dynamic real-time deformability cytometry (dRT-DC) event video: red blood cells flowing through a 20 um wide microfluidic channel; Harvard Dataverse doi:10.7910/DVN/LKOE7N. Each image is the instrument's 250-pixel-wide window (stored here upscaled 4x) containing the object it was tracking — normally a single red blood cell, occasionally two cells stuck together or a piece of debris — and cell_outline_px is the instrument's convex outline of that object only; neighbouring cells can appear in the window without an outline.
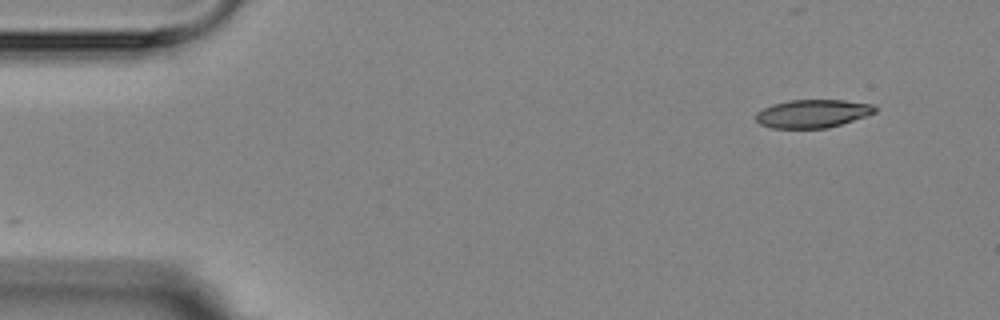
{"species": "Egyptian fruit bat (a non-hibernating species)", "species_latin": "Rousettus aegyptiacus", "temperature_condition": "room temperature", "stored_images_in_passage": 4, "camera_frame_rate_fps": 3000, "um_per_image_px": 0.085, "animal": {"sex": "female"}, "frame": {"image": 1, "passage_image": 1, "time_ms": 0.0, "image_size_px": [1000, 320], "cell_outline_px": [[876, 112], [828, 128], [772, 128], [760, 124], [756, 120], [756, 112], [772, 104], [788, 100], [844, 100], [872, 104], [876, 108]], "centroid_in_image_um": [69.04, 9.65], "position_along_channel_um": 16.0, "area_um2": 19.42}}